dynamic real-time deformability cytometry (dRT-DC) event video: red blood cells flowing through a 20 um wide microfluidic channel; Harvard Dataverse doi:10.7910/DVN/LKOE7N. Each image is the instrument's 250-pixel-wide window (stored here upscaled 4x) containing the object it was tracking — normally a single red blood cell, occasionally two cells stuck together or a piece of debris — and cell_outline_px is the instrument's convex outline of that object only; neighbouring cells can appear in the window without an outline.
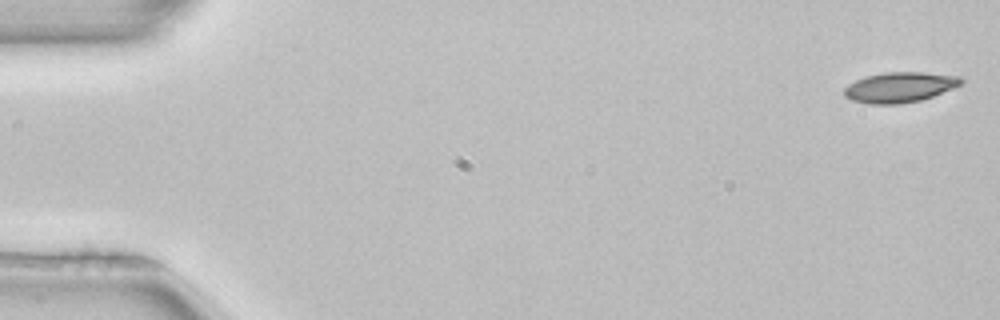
{"species": "common noctule bat (a hibernating species)", "species_latin": "Nyctalus noctula", "temperature_condition": "room temperature", "stored_images_in_passage": 52, "camera_frame_rate_fps": 3000, "um_per_image_px": 0.085, "animal": {"sex": "female", "body_mass_g": 22.7, "forearm_length_mm": 54.2}, "frame": {"image": 1, "passage_image": 1, "time_ms": 0.0, "image_size_px": [1000, 320], "cell_outline_px": [[964, 80], [960, 84], [952, 88], [932, 96], [920, 100], [900, 104], [868, 104], [852, 100], [844, 96], [844, 88], [848, 84], [864, 76], [884, 72], [924, 72], [964, 76]], "centroid_in_image_um": [76.47, 7.4], "position_along_channel_um": 8.5, "area_um2": 20.75}}
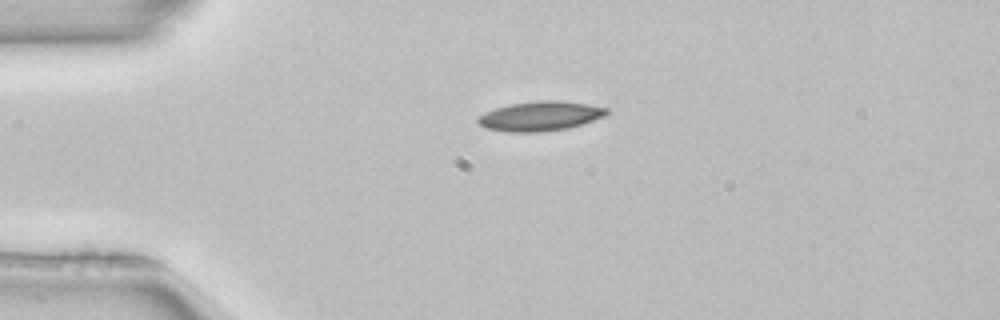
{"frame": {"image": 2, "passage_image": 12, "time_ms": 3.667, "image_size_px": [1000, 320], "cell_outline_px": [[608, 112], [604, 116], [568, 128], [540, 132], [508, 132], [484, 128], [476, 120], [484, 112], [496, 108], [512, 104], [536, 100], [560, 100], [588, 104], [608, 108]], "centroid_in_image_um": [45.9, 9.86], "position_along_channel_um": 39.1, "area_um2": 22.08}, "authors_computed_cell_mechanics": {"area_um2": 20.6924, "velocity_mm_per_s": 3.965, "shape_relaxation_time_tau1_ms": 4.3648, "shape_relaxation_time_tau2_ms": null, "deformation_change_tau1": 0.1191, "deformation_change_tau2": null}}